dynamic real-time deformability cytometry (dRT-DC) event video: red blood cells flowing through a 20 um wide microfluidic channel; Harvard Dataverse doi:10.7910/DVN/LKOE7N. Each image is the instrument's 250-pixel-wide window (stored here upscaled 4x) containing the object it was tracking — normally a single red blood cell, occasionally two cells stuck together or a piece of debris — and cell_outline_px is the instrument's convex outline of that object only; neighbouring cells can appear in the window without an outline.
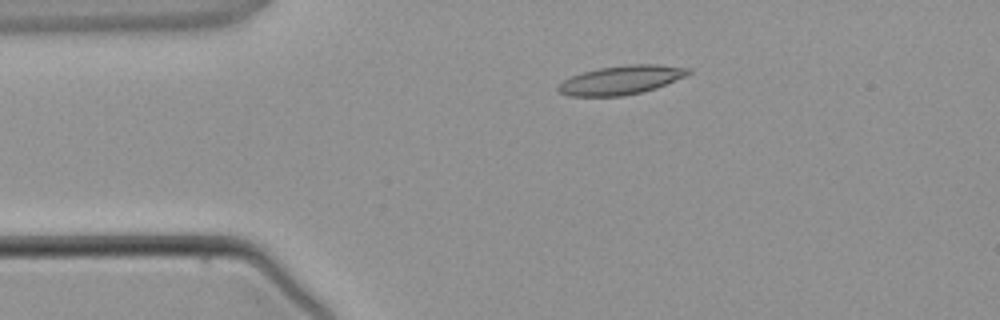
{"species": "common noctule bat (a hibernating species)", "species_latin": "Nyctalus noctula", "temperature_condition": "warm", "stored_images_in_passage": 4, "camera_frame_rate_fps": 3000, "um_per_image_px": 0.085, "animal": {"sex": "male", "body_mass_g": 21.5, "forearm_length_mm": 52.0}, "frame": {"image": 1, "passage_image": 3, "time_ms": 2.333, "image_size_px": [1000, 320], "cell_outline_px": [[692, 72], [684, 76], [656, 88], [624, 96], [568, 96], [560, 92], [556, 88], [564, 80], [572, 76], [584, 72], [600, 68], [628, 64], [660, 64], [692, 68]], "centroid_in_image_um": [52.82, 6.79], "position_along_channel_um": 32.2, "area_um2": 21.73}}